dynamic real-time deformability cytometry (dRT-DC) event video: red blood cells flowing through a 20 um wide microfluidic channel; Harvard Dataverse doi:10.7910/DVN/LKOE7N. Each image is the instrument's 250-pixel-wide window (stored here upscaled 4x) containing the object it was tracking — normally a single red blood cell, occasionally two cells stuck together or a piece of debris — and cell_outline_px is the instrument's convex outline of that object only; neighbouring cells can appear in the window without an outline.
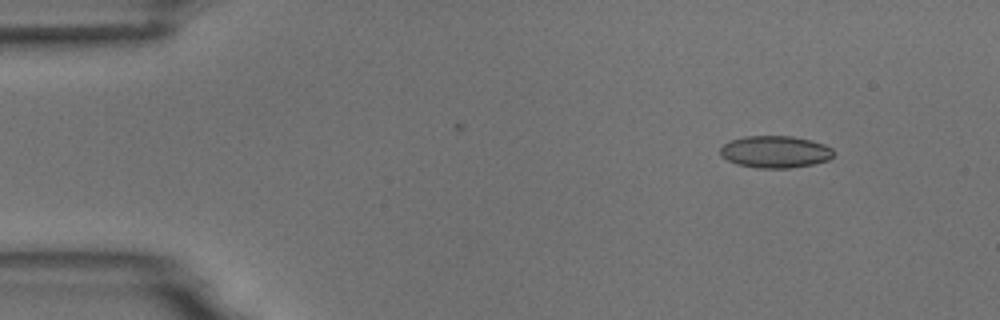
{"species": "common noctule bat (a hibernating species)", "species_latin": "Nyctalus noctula", "temperature_condition": "room temperature", "stored_images_in_passage": 3, "camera_frame_rate_fps": 3000, "um_per_image_px": 0.085, "animal": {"sex": "male", "body_mass_g": 18.8}, "frame": {"image": 1, "passage_image": 1, "time_ms": 0.0, "image_size_px": [1000, 320], "cell_outline_px": [[836, 152], [828, 160], [812, 164], [788, 168], [756, 168], [736, 164], [720, 156], [720, 148], [728, 140], [748, 136], [792, 136], [812, 140], [824, 144], [832, 148]], "centroid_in_image_um": [65.88, 12.9], "position_along_channel_um": 19.1, "area_um2": 21.33}}
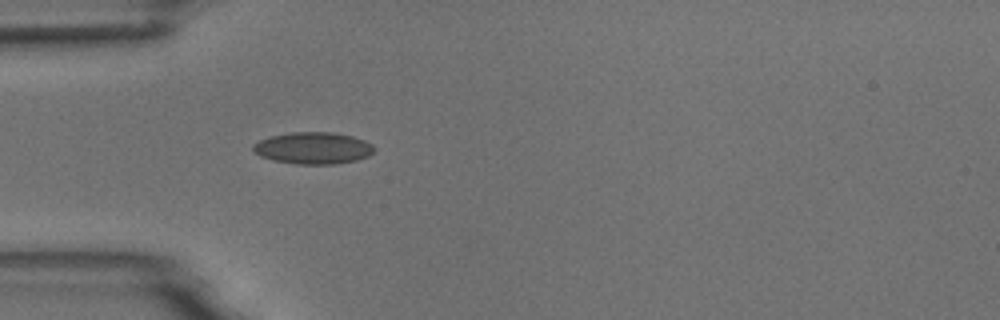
{"frame": {"image": 2, "passage_image": 3, "time_ms": 3.333, "image_size_px": [1000, 320], "cell_outline_px": [[376, 148], [368, 156], [356, 160], [336, 164], [296, 164], [272, 160], [260, 156], [252, 152], [252, 144], [260, 140], [272, 136], [292, 132], [332, 132], [352, 136], [364, 140], [372, 144]], "centroid_in_image_um": [26.6, 12.59], "position_along_channel_um": 58.4, "area_um2": 22.54}}